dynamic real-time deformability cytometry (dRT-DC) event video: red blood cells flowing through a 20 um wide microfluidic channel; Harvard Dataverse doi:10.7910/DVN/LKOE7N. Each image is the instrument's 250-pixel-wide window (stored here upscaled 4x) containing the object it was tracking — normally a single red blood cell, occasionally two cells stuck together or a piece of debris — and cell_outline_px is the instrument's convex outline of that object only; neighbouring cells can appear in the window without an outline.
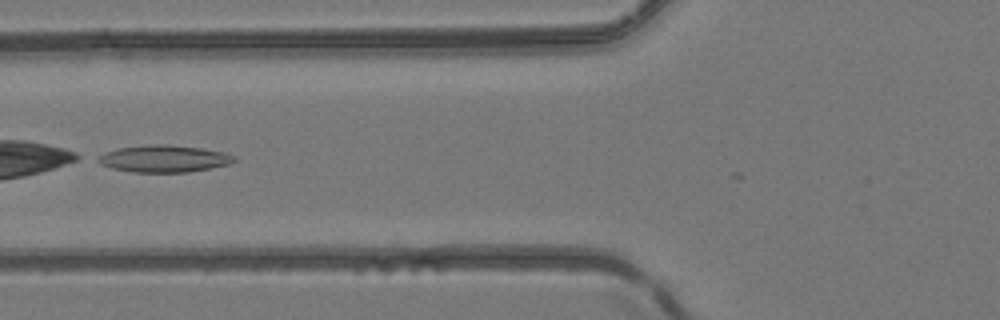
{"species": "common noctule bat (a hibernating species)", "species_latin": "Nyctalus noctula", "temperature_condition": "room temperature", "stored_images_in_passage": 18, "camera_frame_rate_fps": 3000, "um_per_image_px": 0.085, "animal": {"sex": "female", "body_mass_g": 24.6, "forearm_length_mm": 56.2}, "frame": {"image": 1, "passage_image": 15, "time_ms": 4.667, "image_size_px": [1000, 320], "cell_outline_px": [[236, 160], [228, 164], [212, 168], [188, 172], [132, 172], [112, 168], [100, 164], [92, 160], [96, 156], [104, 152], [116, 148], [156, 144], [168, 144], [200, 148], [224, 152], [236, 156]], "centroid_in_image_um": [13.88, 13.49], "position_along_channel_um": 111.9, "area_um2": 21.68}}